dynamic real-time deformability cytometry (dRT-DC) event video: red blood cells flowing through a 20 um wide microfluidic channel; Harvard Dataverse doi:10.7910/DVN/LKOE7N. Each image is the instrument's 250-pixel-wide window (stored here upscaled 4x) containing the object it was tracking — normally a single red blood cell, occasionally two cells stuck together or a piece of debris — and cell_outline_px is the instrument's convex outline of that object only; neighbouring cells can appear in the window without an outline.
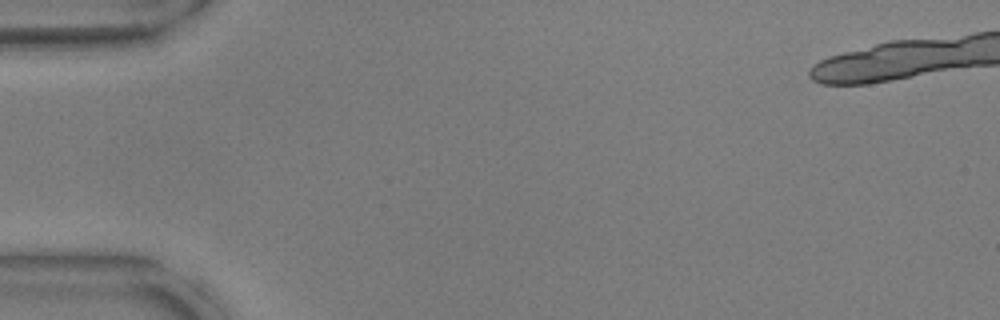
{"species": "common noctule bat (a hibernating species)", "species_latin": "Nyctalus noctula", "temperature_condition": "warm", "stored_images_in_passage": 5, "camera_frame_rate_fps": 3000, "um_per_image_px": 0.085, "animal": {"sex": "male", "body_mass_g": 17.9, "forearm_length_mm": 54.2}, "frame": {"image": 1, "passage_image": 1, "time_ms": 0.0, "image_size_px": [1000, 320], "cell_outline_px": [[976, 60], [968, 64], [880, 80], [852, 80], [912, 44], [956, 44]], "centroid_in_image_um": [78.08, 5.21], "position_along_channel_um": 6.9, "area_um2": 17.17}}